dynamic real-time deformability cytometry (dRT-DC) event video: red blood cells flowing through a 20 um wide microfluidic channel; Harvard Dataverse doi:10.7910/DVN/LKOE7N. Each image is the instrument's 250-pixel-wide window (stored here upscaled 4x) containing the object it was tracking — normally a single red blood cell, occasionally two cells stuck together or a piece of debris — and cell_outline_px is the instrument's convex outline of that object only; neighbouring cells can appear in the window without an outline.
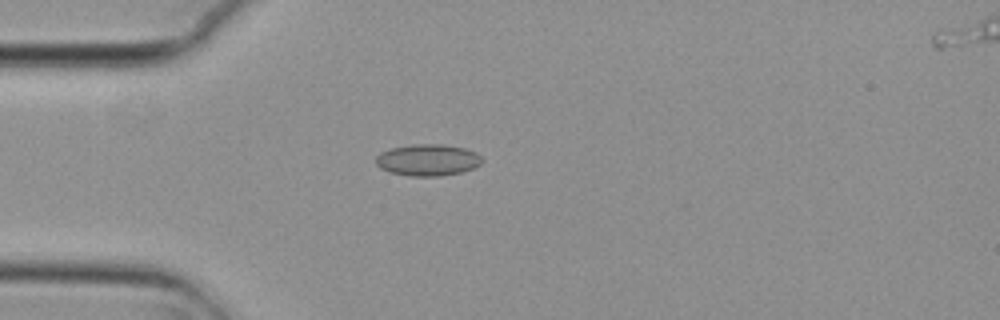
{"species": "common noctule bat (a hibernating species)", "species_latin": "Nyctalus noctula", "temperature_condition": "cold", "stored_images_in_passage": 4, "segment_of_instrument_passage": [1, 2], "camera_frame_rate_fps": 3000, "um_per_image_px": 0.085, "animal": {"sex": "female", "body_mass_g": 29.2, "forearm_length_mm": 56.3}, "frame": {"image": 1, "passage_image": 3, "time_ms": 0.667, "image_size_px": [1000, 320], "cell_outline_px": [[480, 164], [472, 168], [460, 172], [440, 176], [412, 176], [392, 172], [380, 168], [376, 164], [376, 156], [380, 152], [392, 148], [412, 144], [444, 144], [464, 148], [476, 152], [480, 156]], "centroid_in_image_um": [36.34, 13.59], "position_along_channel_um": 48.7, "area_um2": 19.36}}